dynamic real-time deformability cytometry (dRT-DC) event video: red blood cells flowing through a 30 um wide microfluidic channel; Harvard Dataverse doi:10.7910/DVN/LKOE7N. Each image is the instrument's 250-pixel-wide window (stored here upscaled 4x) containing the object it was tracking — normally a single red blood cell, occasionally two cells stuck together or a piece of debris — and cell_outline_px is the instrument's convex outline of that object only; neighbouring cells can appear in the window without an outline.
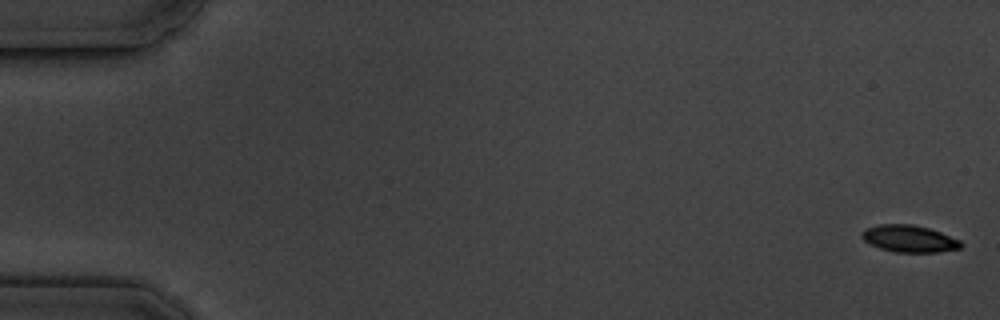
{"species": "common noctule bat (a hibernating species)", "species_latin": "Nyctalus noctula", "temperature_condition": "cold", "stored_images_in_passage": 7, "camera_frame_rate_fps": 3000, "um_per_image_px": 0.085, "animal": {"sex": "male", "body_mass_g": 19.5, "forearm_length_mm": 54.6}, "frame": {"image": 1, "passage_image": 1, "time_ms": 0.0, "image_size_px": [1000, 320], "cell_outline_px": [[964, 244], [960, 248], [940, 252], [896, 252], [880, 248], [864, 240], [860, 236], [860, 232], [864, 228], [880, 224], [912, 224], [928, 228], [940, 232], [960, 240]], "centroid_in_image_um": [77.27, 20.28], "position_along_channel_um": 7.7, "area_um2": 15.61}}
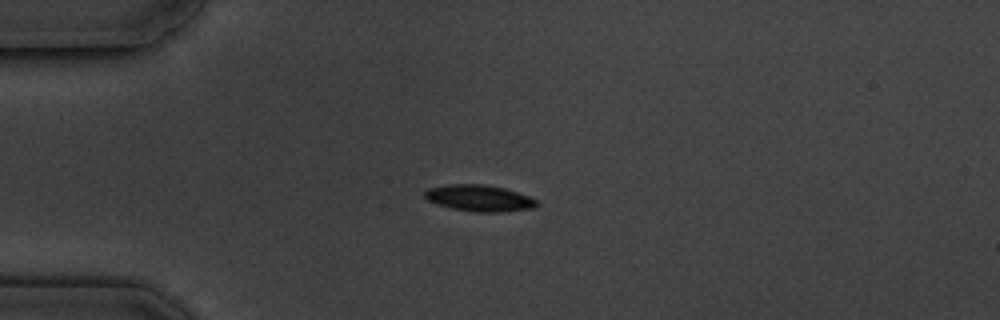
{"frame": {"image": 2, "passage_image": 5, "time_ms": 4.667, "image_size_px": [1000, 320], "cell_outline_px": [[540, 204], [536, 208], [500, 212], [476, 212], [452, 208], [428, 200], [424, 196], [424, 192], [428, 188], [448, 184], [484, 184], [504, 188], [528, 196], [536, 200]], "centroid_in_image_um": [40.77, 16.84], "position_along_channel_um": 44.2, "area_um2": 17.17}}